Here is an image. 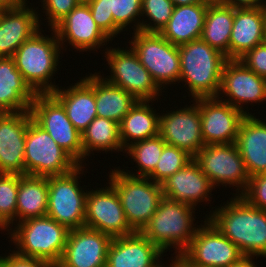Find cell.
<instances>
[{
	"label": "cell",
	"instance_id": "1",
	"mask_svg": "<svg viewBox=\"0 0 266 267\" xmlns=\"http://www.w3.org/2000/svg\"><path fill=\"white\" fill-rule=\"evenodd\" d=\"M238 246L243 255L266 258V211L256 208L241 195L213 210L207 217Z\"/></svg>",
	"mask_w": 266,
	"mask_h": 267
},
{
	"label": "cell",
	"instance_id": "2",
	"mask_svg": "<svg viewBox=\"0 0 266 267\" xmlns=\"http://www.w3.org/2000/svg\"><path fill=\"white\" fill-rule=\"evenodd\" d=\"M180 53V81L188 84L191 96L218 97L222 71L227 57L201 38L178 46Z\"/></svg>",
	"mask_w": 266,
	"mask_h": 267
},
{
	"label": "cell",
	"instance_id": "3",
	"mask_svg": "<svg viewBox=\"0 0 266 267\" xmlns=\"http://www.w3.org/2000/svg\"><path fill=\"white\" fill-rule=\"evenodd\" d=\"M40 31L27 39L12 58L17 70L36 93H51L57 88L49 79L52 80L57 71L61 45L54 28H51L53 36L50 38Z\"/></svg>",
	"mask_w": 266,
	"mask_h": 267
},
{
	"label": "cell",
	"instance_id": "4",
	"mask_svg": "<svg viewBox=\"0 0 266 267\" xmlns=\"http://www.w3.org/2000/svg\"><path fill=\"white\" fill-rule=\"evenodd\" d=\"M10 230L16 253L44 260L52 267L59 263L70 231L47 215L18 222Z\"/></svg>",
	"mask_w": 266,
	"mask_h": 267
},
{
	"label": "cell",
	"instance_id": "5",
	"mask_svg": "<svg viewBox=\"0 0 266 267\" xmlns=\"http://www.w3.org/2000/svg\"><path fill=\"white\" fill-rule=\"evenodd\" d=\"M194 210L195 207L191 205L163 197L141 233L163 253L173 246L178 251L175 256L177 258L187 248L198 229L193 227Z\"/></svg>",
	"mask_w": 266,
	"mask_h": 267
},
{
	"label": "cell",
	"instance_id": "6",
	"mask_svg": "<svg viewBox=\"0 0 266 267\" xmlns=\"http://www.w3.org/2000/svg\"><path fill=\"white\" fill-rule=\"evenodd\" d=\"M111 172L109 183L119 195L126 220L134 231L141 232L163 198L162 186L149 178L127 175L120 169Z\"/></svg>",
	"mask_w": 266,
	"mask_h": 267
},
{
	"label": "cell",
	"instance_id": "7",
	"mask_svg": "<svg viewBox=\"0 0 266 267\" xmlns=\"http://www.w3.org/2000/svg\"><path fill=\"white\" fill-rule=\"evenodd\" d=\"M79 164L33 119L25 138V175L49 177L71 172Z\"/></svg>",
	"mask_w": 266,
	"mask_h": 267
},
{
	"label": "cell",
	"instance_id": "8",
	"mask_svg": "<svg viewBox=\"0 0 266 267\" xmlns=\"http://www.w3.org/2000/svg\"><path fill=\"white\" fill-rule=\"evenodd\" d=\"M82 168L78 165L69 173L48 177L47 216L69 230L85 226L87 190H82L78 182Z\"/></svg>",
	"mask_w": 266,
	"mask_h": 267
},
{
	"label": "cell",
	"instance_id": "9",
	"mask_svg": "<svg viewBox=\"0 0 266 267\" xmlns=\"http://www.w3.org/2000/svg\"><path fill=\"white\" fill-rule=\"evenodd\" d=\"M130 46L157 86L180 80V53L160 33L133 32ZM163 84V85H162Z\"/></svg>",
	"mask_w": 266,
	"mask_h": 267
},
{
	"label": "cell",
	"instance_id": "10",
	"mask_svg": "<svg viewBox=\"0 0 266 267\" xmlns=\"http://www.w3.org/2000/svg\"><path fill=\"white\" fill-rule=\"evenodd\" d=\"M177 257L186 267H229L244 256L207 218Z\"/></svg>",
	"mask_w": 266,
	"mask_h": 267
},
{
	"label": "cell",
	"instance_id": "11",
	"mask_svg": "<svg viewBox=\"0 0 266 267\" xmlns=\"http://www.w3.org/2000/svg\"><path fill=\"white\" fill-rule=\"evenodd\" d=\"M33 120L79 165L84 158L82 135L67 117L62 104L51 93H37L31 103Z\"/></svg>",
	"mask_w": 266,
	"mask_h": 267
},
{
	"label": "cell",
	"instance_id": "12",
	"mask_svg": "<svg viewBox=\"0 0 266 267\" xmlns=\"http://www.w3.org/2000/svg\"><path fill=\"white\" fill-rule=\"evenodd\" d=\"M194 160L214 189L220 184H229L237 187L236 190H241L237 192L238 195L246 190L250 176L235 143L204 145Z\"/></svg>",
	"mask_w": 266,
	"mask_h": 267
},
{
	"label": "cell",
	"instance_id": "13",
	"mask_svg": "<svg viewBox=\"0 0 266 267\" xmlns=\"http://www.w3.org/2000/svg\"><path fill=\"white\" fill-rule=\"evenodd\" d=\"M111 48L106 50L105 57L112 74L104 80L121 87L138 101H155L154 98L161 95L159 91L162 89L154 82L133 49Z\"/></svg>",
	"mask_w": 266,
	"mask_h": 267
},
{
	"label": "cell",
	"instance_id": "14",
	"mask_svg": "<svg viewBox=\"0 0 266 267\" xmlns=\"http://www.w3.org/2000/svg\"><path fill=\"white\" fill-rule=\"evenodd\" d=\"M84 227L112 238L135 232L128 224L119 195L110 183L108 187L87 191Z\"/></svg>",
	"mask_w": 266,
	"mask_h": 267
},
{
	"label": "cell",
	"instance_id": "15",
	"mask_svg": "<svg viewBox=\"0 0 266 267\" xmlns=\"http://www.w3.org/2000/svg\"><path fill=\"white\" fill-rule=\"evenodd\" d=\"M190 107L159 115V135L166 144L178 147L193 158L204 146L199 98Z\"/></svg>",
	"mask_w": 266,
	"mask_h": 267
},
{
	"label": "cell",
	"instance_id": "16",
	"mask_svg": "<svg viewBox=\"0 0 266 267\" xmlns=\"http://www.w3.org/2000/svg\"><path fill=\"white\" fill-rule=\"evenodd\" d=\"M199 109L204 145L236 142L241 121L246 116L244 112L220 97H200Z\"/></svg>",
	"mask_w": 266,
	"mask_h": 267
},
{
	"label": "cell",
	"instance_id": "17",
	"mask_svg": "<svg viewBox=\"0 0 266 267\" xmlns=\"http://www.w3.org/2000/svg\"><path fill=\"white\" fill-rule=\"evenodd\" d=\"M221 94L229 97L223 101L250 115L243 110L242 104L266 101V79L250 70L241 60L228 59L222 71L218 97Z\"/></svg>",
	"mask_w": 266,
	"mask_h": 267
},
{
	"label": "cell",
	"instance_id": "18",
	"mask_svg": "<svg viewBox=\"0 0 266 267\" xmlns=\"http://www.w3.org/2000/svg\"><path fill=\"white\" fill-rule=\"evenodd\" d=\"M112 239L111 236L90 228L72 229L56 267H106Z\"/></svg>",
	"mask_w": 266,
	"mask_h": 267
},
{
	"label": "cell",
	"instance_id": "19",
	"mask_svg": "<svg viewBox=\"0 0 266 267\" xmlns=\"http://www.w3.org/2000/svg\"><path fill=\"white\" fill-rule=\"evenodd\" d=\"M30 111L0 113V173L25 175V138Z\"/></svg>",
	"mask_w": 266,
	"mask_h": 267
},
{
	"label": "cell",
	"instance_id": "20",
	"mask_svg": "<svg viewBox=\"0 0 266 267\" xmlns=\"http://www.w3.org/2000/svg\"><path fill=\"white\" fill-rule=\"evenodd\" d=\"M54 30L61 48L68 41L80 52L104 46L110 39L94 21L87 3H79Z\"/></svg>",
	"mask_w": 266,
	"mask_h": 267
},
{
	"label": "cell",
	"instance_id": "21",
	"mask_svg": "<svg viewBox=\"0 0 266 267\" xmlns=\"http://www.w3.org/2000/svg\"><path fill=\"white\" fill-rule=\"evenodd\" d=\"M162 254L141 232L112 239L106 267H161ZM161 257V258H160ZM160 258V259H159Z\"/></svg>",
	"mask_w": 266,
	"mask_h": 267
},
{
	"label": "cell",
	"instance_id": "22",
	"mask_svg": "<svg viewBox=\"0 0 266 267\" xmlns=\"http://www.w3.org/2000/svg\"><path fill=\"white\" fill-rule=\"evenodd\" d=\"M161 186L163 197L193 207L198 202L210 201L209 195L214 188L209 178L202 172L199 164L194 159L171 175Z\"/></svg>",
	"mask_w": 266,
	"mask_h": 267
},
{
	"label": "cell",
	"instance_id": "23",
	"mask_svg": "<svg viewBox=\"0 0 266 267\" xmlns=\"http://www.w3.org/2000/svg\"><path fill=\"white\" fill-rule=\"evenodd\" d=\"M51 94L62 104L73 126L83 132L97 117L95 100V73L68 89L57 88Z\"/></svg>",
	"mask_w": 266,
	"mask_h": 267
},
{
	"label": "cell",
	"instance_id": "24",
	"mask_svg": "<svg viewBox=\"0 0 266 267\" xmlns=\"http://www.w3.org/2000/svg\"><path fill=\"white\" fill-rule=\"evenodd\" d=\"M39 28V16L33 8H3L0 17V58L12 57Z\"/></svg>",
	"mask_w": 266,
	"mask_h": 267
},
{
	"label": "cell",
	"instance_id": "25",
	"mask_svg": "<svg viewBox=\"0 0 266 267\" xmlns=\"http://www.w3.org/2000/svg\"><path fill=\"white\" fill-rule=\"evenodd\" d=\"M250 177L266 174V123L254 115H246L235 142Z\"/></svg>",
	"mask_w": 266,
	"mask_h": 267
},
{
	"label": "cell",
	"instance_id": "26",
	"mask_svg": "<svg viewBox=\"0 0 266 267\" xmlns=\"http://www.w3.org/2000/svg\"><path fill=\"white\" fill-rule=\"evenodd\" d=\"M264 42L266 35L262 6L235 8L230 37V59H240L249 50Z\"/></svg>",
	"mask_w": 266,
	"mask_h": 267
},
{
	"label": "cell",
	"instance_id": "27",
	"mask_svg": "<svg viewBox=\"0 0 266 267\" xmlns=\"http://www.w3.org/2000/svg\"><path fill=\"white\" fill-rule=\"evenodd\" d=\"M36 94L17 70L14 59L0 58V113L30 111Z\"/></svg>",
	"mask_w": 266,
	"mask_h": 267
},
{
	"label": "cell",
	"instance_id": "28",
	"mask_svg": "<svg viewBox=\"0 0 266 267\" xmlns=\"http://www.w3.org/2000/svg\"><path fill=\"white\" fill-rule=\"evenodd\" d=\"M208 4L175 6L171 18L160 34L176 46L199 39L204 27Z\"/></svg>",
	"mask_w": 266,
	"mask_h": 267
},
{
	"label": "cell",
	"instance_id": "29",
	"mask_svg": "<svg viewBox=\"0 0 266 267\" xmlns=\"http://www.w3.org/2000/svg\"><path fill=\"white\" fill-rule=\"evenodd\" d=\"M235 7L225 0H212L205 14L201 39L230 59V37Z\"/></svg>",
	"mask_w": 266,
	"mask_h": 267
},
{
	"label": "cell",
	"instance_id": "30",
	"mask_svg": "<svg viewBox=\"0 0 266 267\" xmlns=\"http://www.w3.org/2000/svg\"><path fill=\"white\" fill-rule=\"evenodd\" d=\"M47 208L48 177L19 174L15 222L46 216Z\"/></svg>",
	"mask_w": 266,
	"mask_h": 267
},
{
	"label": "cell",
	"instance_id": "31",
	"mask_svg": "<svg viewBox=\"0 0 266 267\" xmlns=\"http://www.w3.org/2000/svg\"><path fill=\"white\" fill-rule=\"evenodd\" d=\"M149 103L150 101H138L121 120L119 128L123 149L159 134V115Z\"/></svg>",
	"mask_w": 266,
	"mask_h": 267
},
{
	"label": "cell",
	"instance_id": "32",
	"mask_svg": "<svg viewBox=\"0 0 266 267\" xmlns=\"http://www.w3.org/2000/svg\"><path fill=\"white\" fill-rule=\"evenodd\" d=\"M100 73H95V100L98 117L113 120L120 124L124 116L138 100L121 87L104 80Z\"/></svg>",
	"mask_w": 266,
	"mask_h": 267
},
{
	"label": "cell",
	"instance_id": "33",
	"mask_svg": "<svg viewBox=\"0 0 266 267\" xmlns=\"http://www.w3.org/2000/svg\"><path fill=\"white\" fill-rule=\"evenodd\" d=\"M84 157L90 156V152L95 151H123L120 139L119 123L96 117L89 126L81 133Z\"/></svg>",
	"mask_w": 266,
	"mask_h": 267
},
{
	"label": "cell",
	"instance_id": "34",
	"mask_svg": "<svg viewBox=\"0 0 266 267\" xmlns=\"http://www.w3.org/2000/svg\"><path fill=\"white\" fill-rule=\"evenodd\" d=\"M165 145L166 142L159 134L129 145L124 151L136 161L139 172L138 175L130 173L131 171L123 172L133 177L147 178L155 170Z\"/></svg>",
	"mask_w": 266,
	"mask_h": 267
},
{
	"label": "cell",
	"instance_id": "35",
	"mask_svg": "<svg viewBox=\"0 0 266 267\" xmlns=\"http://www.w3.org/2000/svg\"><path fill=\"white\" fill-rule=\"evenodd\" d=\"M19 174L0 173V229L13 226L16 219Z\"/></svg>",
	"mask_w": 266,
	"mask_h": 267
},
{
	"label": "cell",
	"instance_id": "36",
	"mask_svg": "<svg viewBox=\"0 0 266 267\" xmlns=\"http://www.w3.org/2000/svg\"><path fill=\"white\" fill-rule=\"evenodd\" d=\"M194 158L178 147L166 144L155 167L147 177L158 184H162L175 172L185 167Z\"/></svg>",
	"mask_w": 266,
	"mask_h": 267
},
{
	"label": "cell",
	"instance_id": "37",
	"mask_svg": "<svg viewBox=\"0 0 266 267\" xmlns=\"http://www.w3.org/2000/svg\"><path fill=\"white\" fill-rule=\"evenodd\" d=\"M142 16L146 15L153 22L140 23V31L146 33H160L167 25L174 10V4L171 0H141ZM144 14V15H143ZM151 23H154L153 25Z\"/></svg>",
	"mask_w": 266,
	"mask_h": 267
},
{
	"label": "cell",
	"instance_id": "38",
	"mask_svg": "<svg viewBox=\"0 0 266 267\" xmlns=\"http://www.w3.org/2000/svg\"><path fill=\"white\" fill-rule=\"evenodd\" d=\"M109 6V16H113L114 20V38L115 35H118L123 29H125L130 23H135L134 28L135 32L140 31L141 21L137 18L142 16L141 0H108ZM140 15V17H139ZM138 16V17H137Z\"/></svg>",
	"mask_w": 266,
	"mask_h": 267
},
{
	"label": "cell",
	"instance_id": "39",
	"mask_svg": "<svg viewBox=\"0 0 266 267\" xmlns=\"http://www.w3.org/2000/svg\"><path fill=\"white\" fill-rule=\"evenodd\" d=\"M241 196L251 205L266 211V174L250 177L247 188Z\"/></svg>",
	"mask_w": 266,
	"mask_h": 267
},
{
	"label": "cell",
	"instance_id": "40",
	"mask_svg": "<svg viewBox=\"0 0 266 267\" xmlns=\"http://www.w3.org/2000/svg\"><path fill=\"white\" fill-rule=\"evenodd\" d=\"M50 28L61 22L80 2L78 0H43Z\"/></svg>",
	"mask_w": 266,
	"mask_h": 267
},
{
	"label": "cell",
	"instance_id": "41",
	"mask_svg": "<svg viewBox=\"0 0 266 267\" xmlns=\"http://www.w3.org/2000/svg\"><path fill=\"white\" fill-rule=\"evenodd\" d=\"M98 27L111 39L114 37V20L109 16L108 0H91L88 3Z\"/></svg>",
	"mask_w": 266,
	"mask_h": 267
},
{
	"label": "cell",
	"instance_id": "42",
	"mask_svg": "<svg viewBox=\"0 0 266 267\" xmlns=\"http://www.w3.org/2000/svg\"><path fill=\"white\" fill-rule=\"evenodd\" d=\"M239 60L254 73L266 79V42L255 46Z\"/></svg>",
	"mask_w": 266,
	"mask_h": 267
},
{
	"label": "cell",
	"instance_id": "43",
	"mask_svg": "<svg viewBox=\"0 0 266 267\" xmlns=\"http://www.w3.org/2000/svg\"><path fill=\"white\" fill-rule=\"evenodd\" d=\"M12 252L6 256V267H52L44 260L19 255L15 250Z\"/></svg>",
	"mask_w": 266,
	"mask_h": 267
},
{
	"label": "cell",
	"instance_id": "44",
	"mask_svg": "<svg viewBox=\"0 0 266 267\" xmlns=\"http://www.w3.org/2000/svg\"><path fill=\"white\" fill-rule=\"evenodd\" d=\"M235 8H257L264 5V0H225ZM263 1V2H262Z\"/></svg>",
	"mask_w": 266,
	"mask_h": 267
},
{
	"label": "cell",
	"instance_id": "45",
	"mask_svg": "<svg viewBox=\"0 0 266 267\" xmlns=\"http://www.w3.org/2000/svg\"><path fill=\"white\" fill-rule=\"evenodd\" d=\"M252 257L254 256L244 255L237 262H234L229 267H256V265L252 261Z\"/></svg>",
	"mask_w": 266,
	"mask_h": 267
},
{
	"label": "cell",
	"instance_id": "46",
	"mask_svg": "<svg viewBox=\"0 0 266 267\" xmlns=\"http://www.w3.org/2000/svg\"><path fill=\"white\" fill-rule=\"evenodd\" d=\"M174 6L191 5L197 3H210L212 0H171Z\"/></svg>",
	"mask_w": 266,
	"mask_h": 267
},
{
	"label": "cell",
	"instance_id": "47",
	"mask_svg": "<svg viewBox=\"0 0 266 267\" xmlns=\"http://www.w3.org/2000/svg\"><path fill=\"white\" fill-rule=\"evenodd\" d=\"M0 7L4 9L19 8L22 5L17 0H0Z\"/></svg>",
	"mask_w": 266,
	"mask_h": 267
},
{
	"label": "cell",
	"instance_id": "48",
	"mask_svg": "<svg viewBox=\"0 0 266 267\" xmlns=\"http://www.w3.org/2000/svg\"><path fill=\"white\" fill-rule=\"evenodd\" d=\"M175 260H172V263L168 267H186L178 258H174ZM163 267V265L161 266ZM167 267V266H164Z\"/></svg>",
	"mask_w": 266,
	"mask_h": 267
},
{
	"label": "cell",
	"instance_id": "49",
	"mask_svg": "<svg viewBox=\"0 0 266 267\" xmlns=\"http://www.w3.org/2000/svg\"><path fill=\"white\" fill-rule=\"evenodd\" d=\"M0 267H6V256H0Z\"/></svg>",
	"mask_w": 266,
	"mask_h": 267
},
{
	"label": "cell",
	"instance_id": "50",
	"mask_svg": "<svg viewBox=\"0 0 266 267\" xmlns=\"http://www.w3.org/2000/svg\"><path fill=\"white\" fill-rule=\"evenodd\" d=\"M262 10L264 12V25H265V35H266V3L262 6Z\"/></svg>",
	"mask_w": 266,
	"mask_h": 267
},
{
	"label": "cell",
	"instance_id": "51",
	"mask_svg": "<svg viewBox=\"0 0 266 267\" xmlns=\"http://www.w3.org/2000/svg\"><path fill=\"white\" fill-rule=\"evenodd\" d=\"M22 6H26L27 5V3H26V1L25 0H17Z\"/></svg>",
	"mask_w": 266,
	"mask_h": 267
},
{
	"label": "cell",
	"instance_id": "52",
	"mask_svg": "<svg viewBox=\"0 0 266 267\" xmlns=\"http://www.w3.org/2000/svg\"><path fill=\"white\" fill-rule=\"evenodd\" d=\"M80 3H88L91 0H78Z\"/></svg>",
	"mask_w": 266,
	"mask_h": 267
},
{
	"label": "cell",
	"instance_id": "53",
	"mask_svg": "<svg viewBox=\"0 0 266 267\" xmlns=\"http://www.w3.org/2000/svg\"><path fill=\"white\" fill-rule=\"evenodd\" d=\"M2 12H3V8L0 7V17H1V15H2Z\"/></svg>",
	"mask_w": 266,
	"mask_h": 267
}]
</instances>
